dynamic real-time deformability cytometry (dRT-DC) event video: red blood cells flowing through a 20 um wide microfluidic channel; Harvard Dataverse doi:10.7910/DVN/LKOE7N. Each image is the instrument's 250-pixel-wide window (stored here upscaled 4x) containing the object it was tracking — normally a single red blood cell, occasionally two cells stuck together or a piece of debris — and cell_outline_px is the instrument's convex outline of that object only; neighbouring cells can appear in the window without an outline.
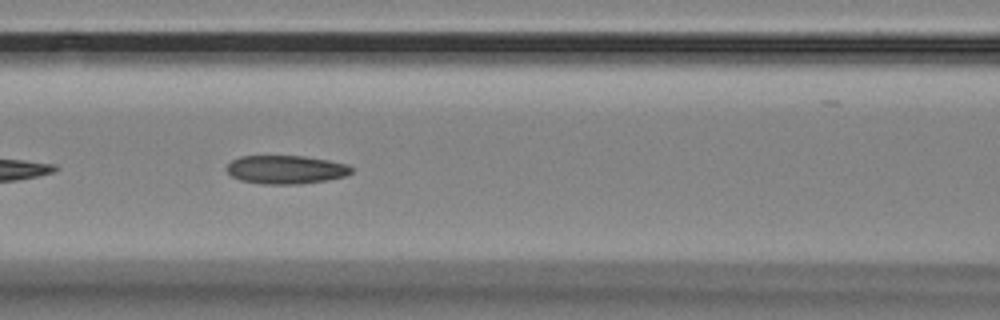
{"species": "Egyptian fruit bat (a non-hibernating species)", "species_latin": "Rousettus aegyptiacus", "temperature_condition": "room temperature", "stored_images_in_passage": 8, "camera_frame_rate_fps": 3000, "um_per_image_px": 0.085, "animal": {"sex": "female"}, "frame": {"image": 1, "passage_image": 6, "time_ms": 1.667, "image_size_px": [1000, 320], "cell_outline_px": [[352, 172], [344, 176], [328, 180], [300, 184], [260, 184], [240, 180], [232, 176], [228, 172], [228, 164], [232, 160], [240, 156], [304, 156], [328, 160], [348, 164], [352, 168]], "centroid_in_image_um": [24.31, 14.42], "position_along_channel_um": 142.3, "area_um2": 20.69}}
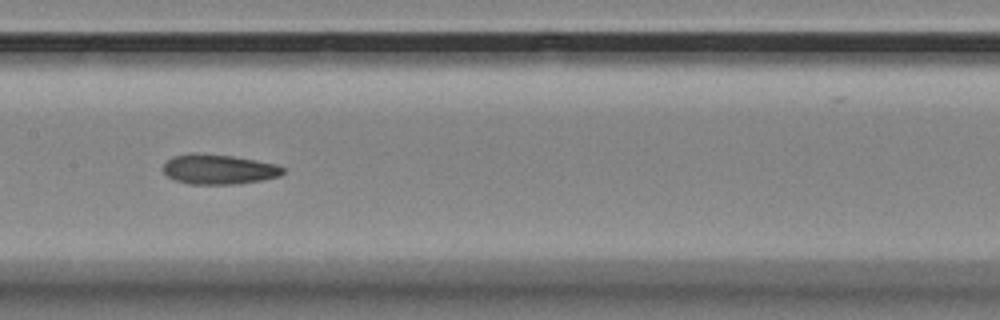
{"frame": {"image": 2, "passage_image": 7, "time_ms": 2.0, "image_size_px": [1000, 320], "cell_outline_px": [[284, 172], [280, 176], [260, 180], [236, 184], [188, 184], [176, 180], [168, 176], [164, 172], [164, 164], [172, 156], [196, 152], [232, 156], [276, 164], [284, 168]], "centroid_in_image_um": [18.58, 14.38], "position_along_channel_um": 188.8, "area_um2": 20.75}}